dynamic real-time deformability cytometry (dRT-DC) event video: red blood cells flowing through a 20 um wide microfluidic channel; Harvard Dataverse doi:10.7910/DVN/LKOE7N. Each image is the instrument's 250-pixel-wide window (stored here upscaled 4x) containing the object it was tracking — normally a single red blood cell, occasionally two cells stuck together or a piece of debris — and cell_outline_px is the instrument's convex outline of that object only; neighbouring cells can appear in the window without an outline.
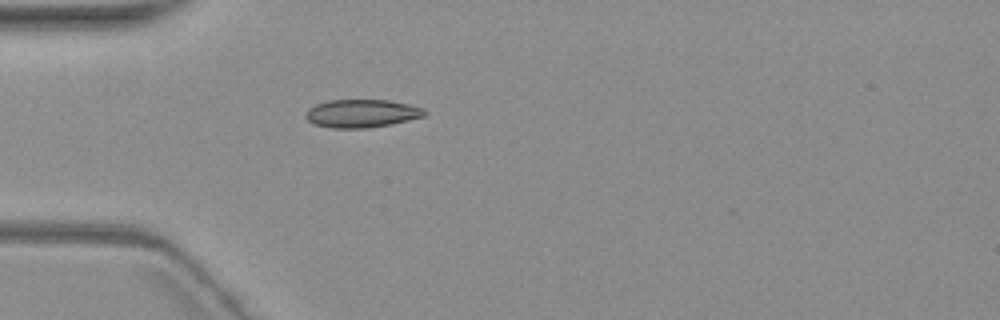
{"species": "common noctule bat (a hibernating species)", "species_latin": "Nyctalus noctula", "temperature_condition": "warm", "stored_images_in_passage": 5, "camera_frame_rate_fps": 3000, "um_per_image_px": 0.085, "animal": {"sex": "female", "body_mass_g": 19.3, "forearm_length_mm": 54.1}, "frame": {"image": 1, "passage_image": 5, "time_ms": 5.667, "image_size_px": [1000, 320], "cell_outline_px": [[428, 112], [424, 116], [392, 124], [368, 128], [332, 128], [312, 124], [304, 116], [304, 112], [308, 108], [316, 104], [328, 100], [388, 100], [408, 104], [424, 108]], "centroid_in_image_um": [30.72, 9.64], "position_along_channel_um": 54.3, "area_um2": 19.65}}